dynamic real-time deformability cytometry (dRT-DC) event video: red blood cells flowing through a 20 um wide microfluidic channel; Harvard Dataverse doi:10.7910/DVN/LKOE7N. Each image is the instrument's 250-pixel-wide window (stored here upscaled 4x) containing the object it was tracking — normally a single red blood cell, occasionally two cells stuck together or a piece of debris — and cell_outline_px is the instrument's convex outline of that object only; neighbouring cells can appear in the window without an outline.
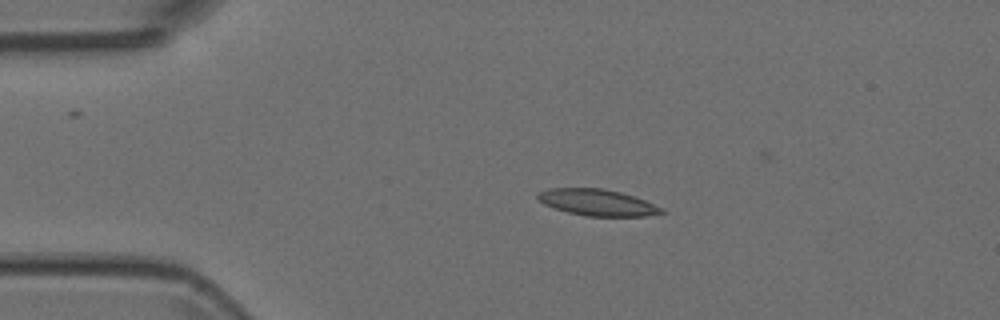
{"species": "Egyptian fruit bat (a non-hibernating species)", "species_latin": "Rousettus aegyptiacus", "temperature_condition": "room temperature", "stored_images_in_passage": 2, "camera_frame_rate_fps": 3000, "um_per_image_px": 0.085, "animal": {"sex": "female"}, "frame": {"image": 1, "passage_image": 1, "time_ms": 0.0, "image_size_px": [1000, 320], "cell_outline_px": [[664, 212], [648, 216], [584, 216], [568, 212], [544, 204], [536, 196], [540, 192], [548, 188], [604, 188], [620, 192], [644, 200], [664, 208]], "centroid_in_image_um": [50.79, 17.21], "position_along_channel_um": 34.2, "area_um2": 18.9}}